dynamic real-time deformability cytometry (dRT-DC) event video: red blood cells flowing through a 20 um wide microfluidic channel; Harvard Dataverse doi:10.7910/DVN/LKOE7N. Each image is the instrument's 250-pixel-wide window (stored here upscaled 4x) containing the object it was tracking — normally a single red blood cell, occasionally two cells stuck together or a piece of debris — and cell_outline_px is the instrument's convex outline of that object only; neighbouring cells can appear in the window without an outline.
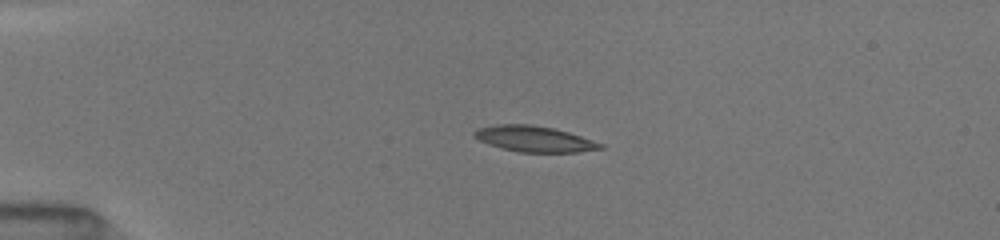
{"species": "common noctule bat (a hibernating species)", "species_latin": "Nyctalus noctula", "temperature_condition": "room temperature", "stored_images_in_passage": 30, "camera_frame_rate_fps": 3000, "um_per_image_px": 0.085, "animal": {"sex": "female", "body_mass_g": 19.5, "forearm_length_mm": 54.1}, "frame": {"image": 1, "passage_image": 5, "time_ms": 3.0, "image_size_px": [1000, 240], "cell_outline_px": [[604, 148], [576, 152], [520, 152], [500, 148], [488, 144], [472, 136], [472, 132], [476, 128], [496, 124], [532, 124], [552, 128], [568, 132], [604, 144]], "centroid_in_image_um": [45.35, 11.8], "position_along_channel_um": 39.6, "area_um2": 19.02}}
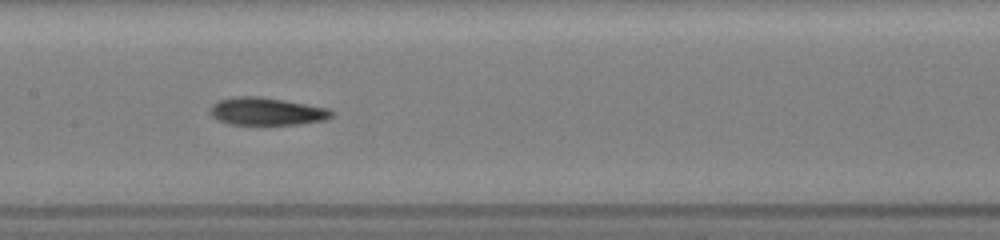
{"frame": {"image": 2, "passage_image": 15, "time_ms": 7.667, "image_size_px": [1000, 240], "cell_outline_px": [[336, 112], [332, 116], [324, 120], [300, 124], [232, 124], [216, 120], [208, 112], [208, 108], [216, 100], [232, 96], [260, 96], [284, 100], [328, 108]], "centroid_in_image_um": [22.61, 9.45], "position_along_channel_um": 184.8, "area_um2": 19.83}}
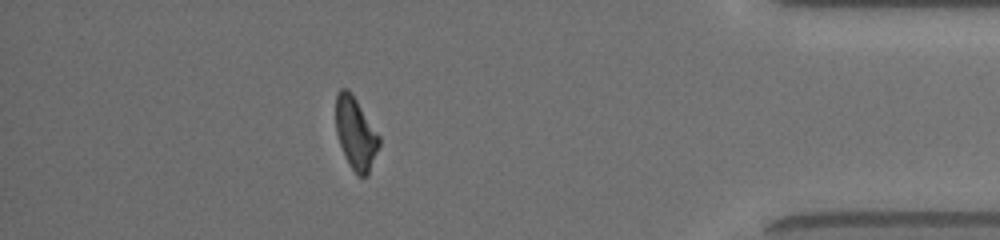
{"frame": {"image": 3, "passage_image": 27, "time_ms": 14.0, "image_size_px": [1000, 240], "cell_outline_px": [[380, 144], [368, 176], [360, 176], [352, 168], [340, 144], [336, 132], [336, 92], [340, 88], [348, 88], [352, 92], [380, 136]], "centroid_in_image_um": [30.24, 11.27], "position_along_channel_um": 405.0, "area_um2": 18.15}, "authors_computed_cell_mechanics": {"area_um2": 19.2185, "velocity_mm_per_s": 4.0614, "shape_relaxation_time_tau1_ms": 5.8553, "shape_relaxation_time_tau2_ms": 2.8704, "deformation_change_tau1": 0.1429, "deformation_change_tau2": 0.0976}}